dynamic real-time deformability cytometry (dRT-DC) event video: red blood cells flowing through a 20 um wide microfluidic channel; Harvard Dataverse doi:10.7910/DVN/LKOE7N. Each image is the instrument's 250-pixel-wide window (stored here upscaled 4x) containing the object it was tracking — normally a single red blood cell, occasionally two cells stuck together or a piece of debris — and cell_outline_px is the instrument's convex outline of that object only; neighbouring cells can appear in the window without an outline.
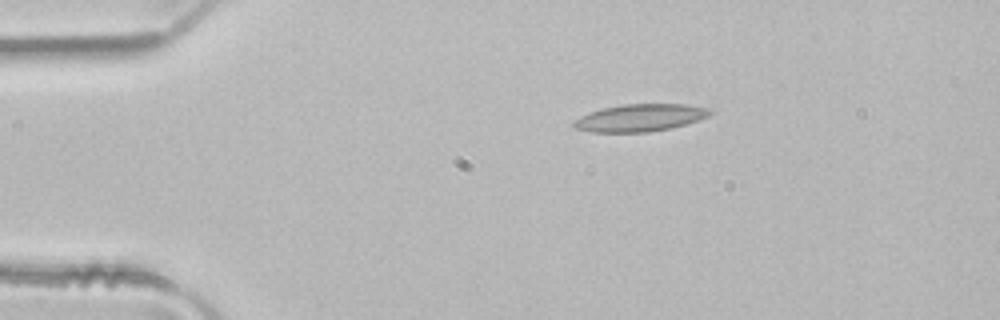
{"species": "common noctule bat (a hibernating species)", "species_latin": "Nyctalus noctula", "temperature_condition": "room temperature", "stored_images_in_passage": 3, "camera_frame_rate_fps": 3000, "um_per_image_px": 0.085, "animal": {"sex": "male", "body_mass_g": 21.5, "forearm_length_mm": 52.0}, "frame": {"image": 1, "passage_image": 1, "time_ms": 0.0, "image_size_px": [1000, 320], "cell_outline_px": [[712, 112], [708, 116], [672, 128], [648, 132], [592, 132], [576, 128], [572, 124], [572, 120], [588, 112], [604, 108], [624, 104], [688, 104], [708, 108]], "centroid_in_image_um": [54.37, 10.01], "position_along_channel_um": 30.6, "area_um2": 21.62}}